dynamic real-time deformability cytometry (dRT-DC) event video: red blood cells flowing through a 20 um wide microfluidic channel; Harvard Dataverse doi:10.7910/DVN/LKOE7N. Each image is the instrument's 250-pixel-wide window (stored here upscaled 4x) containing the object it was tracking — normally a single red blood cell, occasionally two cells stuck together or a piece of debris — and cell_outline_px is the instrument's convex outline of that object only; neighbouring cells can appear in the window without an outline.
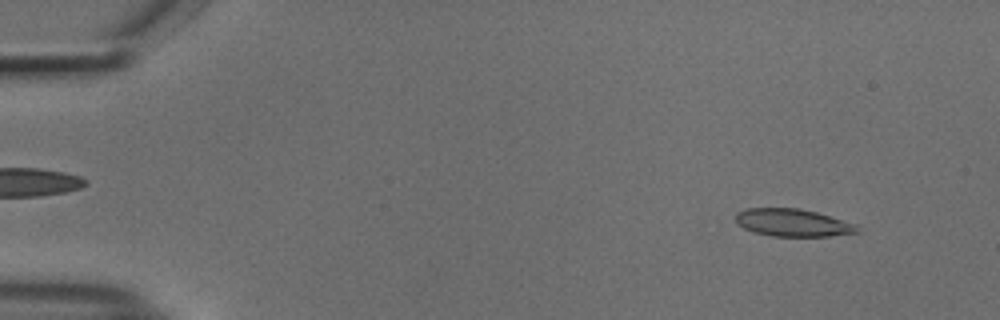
{"species": "common noctule bat (a hibernating species)", "species_latin": "Nyctalus noctula", "temperature_condition": "cold", "stored_images_in_passage": 16, "camera_frame_rate_fps": 3000, "um_per_image_px": 0.085, "animal": {"sex": "male", "body_mass_g": 18.8}, "frame": {"image": 1, "passage_image": 5, "time_ms": 1.333, "image_size_px": [1000, 320], "cell_outline_px": [[860, 232], [828, 236], [772, 236], [752, 232], [736, 224], [736, 212], [744, 208], [800, 208], [816, 212], [856, 224]], "centroid_in_image_um": [67.34, 18.92], "position_along_channel_um": 17.7, "area_um2": 19.59}}
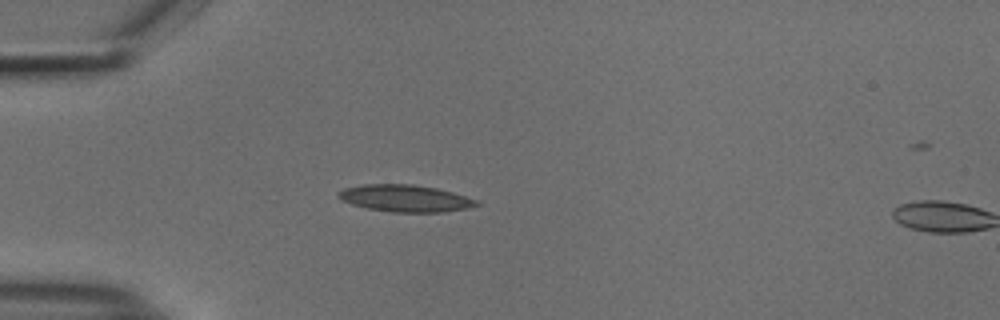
{"frame": {"image": 2, "passage_image": 15, "time_ms": 4.667, "image_size_px": [1000, 320], "cell_outline_px": [[480, 204], [468, 208], [444, 212], [392, 212], [368, 208], [352, 204], [340, 200], [336, 196], [336, 192], [344, 188], [364, 184], [412, 184], [436, 188], [452, 192], [480, 200]], "centroid_in_image_um": [34.44, 16.85], "position_along_channel_um": 50.6, "area_um2": 21.85}}